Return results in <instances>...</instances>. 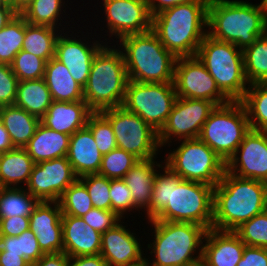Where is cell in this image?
I'll return each mask as SVG.
<instances>
[{"instance_id":"obj_1","label":"cell","mask_w":267,"mask_h":266,"mask_svg":"<svg viewBox=\"0 0 267 266\" xmlns=\"http://www.w3.org/2000/svg\"><path fill=\"white\" fill-rule=\"evenodd\" d=\"M267 209V183L227 171L214 186L212 229L235 231Z\"/></svg>"},{"instance_id":"obj_2","label":"cell","mask_w":267,"mask_h":266,"mask_svg":"<svg viewBox=\"0 0 267 266\" xmlns=\"http://www.w3.org/2000/svg\"><path fill=\"white\" fill-rule=\"evenodd\" d=\"M209 0L173 6L152 17L151 30L164 47L178 57L196 56L207 35Z\"/></svg>"},{"instance_id":"obj_3","label":"cell","mask_w":267,"mask_h":266,"mask_svg":"<svg viewBox=\"0 0 267 266\" xmlns=\"http://www.w3.org/2000/svg\"><path fill=\"white\" fill-rule=\"evenodd\" d=\"M207 35L244 50L267 32V18L259 4L242 0H209Z\"/></svg>"},{"instance_id":"obj_4","label":"cell","mask_w":267,"mask_h":266,"mask_svg":"<svg viewBox=\"0 0 267 266\" xmlns=\"http://www.w3.org/2000/svg\"><path fill=\"white\" fill-rule=\"evenodd\" d=\"M120 42L128 80L140 83H173L177 57L168 51L152 30L130 34Z\"/></svg>"},{"instance_id":"obj_5","label":"cell","mask_w":267,"mask_h":266,"mask_svg":"<svg viewBox=\"0 0 267 266\" xmlns=\"http://www.w3.org/2000/svg\"><path fill=\"white\" fill-rule=\"evenodd\" d=\"M148 221L154 228V240L147 245L153 256L152 262L147 259L149 266H190L202 261L205 227L189 222Z\"/></svg>"},{"instance_id":"obj_6","label":"cell","mask_w":267,"mask_h":266,"mask_svg":"<svg viewBox=\"0 0 267 266\" xmlns=\"http://www.w3.org/2000/svg\"><path fill=\"white\" fill-rule=\"evenodd\" d=\"M127 82L122 51L105 43L93 58L87 83L83 87L84 101L92 112L122 106Z\"/></svg>"},{"instance_id":"obj_7","label":"cell","mask_w":267,"mask_h":266,"mask_svg":"<svg viewBox=\"0 0 267 266\" xmlns=\"http://www.w3.org/2000/svg\"><path fill=\"white\" fill-rule=\"evenodd\" d=\"M196 56L214 78L219 90L230 101H241L244 98L249 82L244 71L243 50L233 43L206 35Z\"/></svg>"},{"instance_id":"obj_8","label":"cell","mask_w":267,"mask_h":266,"mask_svg":"<svg viewBox=\"0 0 267 266\" xmlns=\"http://www.w3.org/2000/svg\"><path fill=\"white\" fill-rule=\"evenodd\" d=\"M214 186L183 180L171 171L170 202L151 220L189 222L212 228Z\"/></svg>"},{"instance_id":"obj_9","label":"cell","mask_w":267,"mask_h":266,"mask_svg":"<svg viewBox=\"0 0 267 266\" xmlns=\"http://www.w3.org/2000/svg\"><path fill=\"white\" fill-rule=\"evenodd\" d=\"M249 131L248 115L243 103L230 101L216 106L203 124L198 138L227 163Z\"/></svg>"},{"instance_id":"obj_10","label":"cell","mask_w":267,"mask_h":266,"mask_svg":"<svg viewBox=\"0 0 267 266\" xmlns=\"http://www.w3.org/2000/svg\"><path fill=\"white\" fill-rule=\"evenodd\" d=\"M178 141L181 145L169 152L162 163L183 180L216 186L226 171V163L199 138Z\"/></svg>"},{"instance_id":"obj_11","label":"cell","mask_w":267,"mask_h":266,"mask_svg":"<svg viewBox=\"0 0 267 266\" xmlns=\"http://www.w3.org/2000/svg\"><path fill=\"white\" fill-rule=\"evenodd\" d=\"M177 98L174 83H140L128 80L122 106L159 132Z\"/></svg>"},{"instance_id":"obj_12","label":"cell","mask_w":267,"mask_h":266,"mask_svg":"<svg viewBox=\"0 0 267 266\" xmlns=\"http://www.w3.org/2000/svg\"><path fill=\"white\" fill-rule=\"evenodd\" d=\"M101 113L109 120L116 137L117 148L133 154L139 160L156 158L160 146L158 132L123 106L106 109Z\"/></svg>"},{"instance_id":"obj_13","label":"cell","mask_w":267,"mask_h":266,"mask_svg":"<svg viewBox=\"0 0 267 266\" xmlns=\"http://www.w3.org/2000/svg\"><path fill=\"white\" fill-rule=\"evenodd\" d=\"M215 108L216 105L209 100L177 97L164 126L158 132L160 148L167 144L170 147L174 138H198L203 124Z\"/></svg>"},{"instance_id":"obj_14","label":"cell","mask_w":267,"mask_h":266,"mask_svg":"<svg viewBox=\"0 0 267 266\" xmlns=\"http://www.w3.org/2000/svg\"><path fill=\"white\" fill-rule=\"evenodd\" d=\"M173 83L177 97L205 99L216 106L230 102L197 56L177 58Z\"/></svg>"},{"instance_id":"obj_15","label":"cell","mask_w":267,"mask_h":266,"mask_svg":"<svg viewBox=\"0 0 267 266\" xmlns=\"http://www.w3.org/2000/svg\"><path fill=\"white\" fill-rule=\"evenodd\" d=\"M78 177L67 157L34 164L26 190L39 201H59Z\"/></svg>"},{"instance_id":"obj_16","label":"cell","mask_w":267,"mask_h":266,"mask_svg":"<svg viewBox=\"0 0 267 266\" xmlns=\"http://www.w3.org/2000/svg\"><path fill=\"white\" fill-rule=\"evenodd\" d=\"M111 37L144 33L151 30L152 17L147 0H102Z\"/></svg>"},{"instance_id":"obj_17","label":"cell","mask_w":267,"mask_h":266,"mask_svg":"<svg viewBox=\"0 0 267 266\" xmlns=\"http://www.w3.org/2000/svg\"><path fill=\"white\" fill-rule=\"evenodd\" d=\"M226 171L267 183V131L250 129L226 163Z\"/></svg>"},{"instance_id":"obj_18","label":"cell","mask_w":267,"mask_h":266,"mask_svg":"<svg viewBox=\"0 0 267 266\" xmlns=\"http://www.w3.org/2000/svg\"><path fill=\"white\" fill-rule=\"evenodd\" d=\"M65 33L63 32V36L61 32L56 41L54 58L64 64L73 79L84 87L90 74L93 58L104 45L97 40H93V44L89 45L86 41L88 38L85 40L82 38L85 41L83 42L81 38L76 39V33L75 37Z\"/></svg>"},{"instance_id":"obj_19","label":"cell","mask_w":267,"mask_h":266,"mask_svg":"<svg viewBox=\"0 0 267 266\" xmlns=\"http://www.w3.org/2000/svg\"><path fill=\"white\" fill-rule=\"evenodd\" d=\"M44 254L63 252L62 211L58 201H39L29 217Z\"/></svg>"},{"instance_id":"obj_20","label":"cell","mask_w":267,"mask_h":266,"mask_svg":"<svg viewBox=\"0 0 267 266\" xmlns=\"http://www.w3.org/2000/svg\"><path fill=\"white\" fill-rule=\"evenodd\" d=\"M122 224L120 221L102 233L100 255L108 266H127L145 258L136 233H132Z\"/></svg>"},{"instance_id":"obj_21","label":"cell","mask_w":267,"mask_h":266,"mask_svg":"<svg viewBox=\"0 0 267 266\" xmlns=\"http://www.w3.org/2000/svg\"><path fill=\"white\" fill-rule=\"evenodd\" d=\"M245 244L234 231L208 229L203 240L202 262L206 266H237Z\"/></svg>"},{"instance_id":"obj_22","label":"cell","mask_w":267,"mask_h":266,"mask_svg":"<svg viewBox=\"0 0 267 266\" xmlns=\"http://www.w3.org/2000/svg\"><path fill=\"white\" fill-rule=\"evenodd\" d=\"M63 252L69 257L98 255L102 234L81 217L62 216Z\"/></svg>"},{"instance_id":"obj_23","label":"cell","mask_w":267,"mask_h":266,"mask_svg":"<svg viewBox=\"0 0 267 266\" xmlns=\"http://www.w3.org/2000/svg\"><path fill=\"white\" fill-rule=\"evenodd\" d=\"M103 155L98 150L90 129L85 126L70 136L67 159L79 178L98 173Z\"/></svg>"},{"instance_id":"obj_24","label":"cell","mask_w":267,"mask_h":266,"mask_svg":"<svg viewBox=\"0 0 267 266\" xmlns=\"http://www.w3.org/2000/svg\"><path fill=\"white\" fill-rule=\"evenodd\" d=\"M92 111L85 101H52L40 122L57 132L72 135L87 124Z\"/></svg>"},{"instance_id":"obj_25","label":"cell","mask_w":267,"mask_h":266,"mask_svg":"<svg viewBox=\"0 0 267 266\" xmlns=\"http://www.w3.org/2000/svg\"><path fill=\"white\" fill-rule=\"evenodd\" d=\"M154 159L139 160L123 177L132 194L133 210H146L145 217L148 220H150V200L157 168L163 167L162 163H157Z\"/></svg>"},{"instance_id":"obj_26","label":"cell","mask_w":267,"mask_h":266,"mask_svg":"<svg viewBox=\"0 0 267 266\" xmlns=\"http://www.w3.org/2000/svg\"><path fill=\"white\" fill-rule=\"evenodd\" d=\"M70 135L54 131L41 122L24 149L34 163L67 157Z\"/></svg>"},{"instance_id":"obj_27","label":"cell","mask_w":267,"mask_h":266,"mask_svg":"<svg viewBox=\"0 0 267 266\" xmlns=\"http://www.w3.org/2000/svg\"><path fill=\"white\" fill-rule=\"evenodd\" d=\"M44 80L53 101H84L83 87L69 73V69L55 58L46 63Z\"/></svg>"},{"instance_id":"obj_28","label":"cell","mask_w":267,"mask_h":266,"mask_svg":"<svg viewBox=\"0 0 267 266\" xmlns=\"http://www.w3.org/2000/svg\"><path fill=\"white\" fill-rule=\"evenodd\" d=\"M33 159L24 148H14L1 153L0 187L19 188L28 184L34 166ZM20 185V186H19Z\"/></svg>"},{"instance_id":"obj_29","label":"cell","mask_w":267,"mask_h":266,"mask_svg":"<svg viewBox=\"0 0 267 266\" xmlns=\"http://www.w3.org/2000/svg\"><path fill=\"white\" fill-rule=\"evenodd\" d=\"M0 120L14 148H24L40 123L38 117L15 105L0 107Z\"/></svg>"},{"instance_id":"obj_30","label":"cell","mask_w":267,"mask_h":266,"mask_svg":"<svg viewBox=\"0 0 267 266\" xmlns=\"http://www.w3.org/2000/svg\"><path fill=\"white\" fill-rule=\"evenodd\" d=\"M52 101L44 78L18 81L15 106L41 119Z\"/></svg>"},{"instance_id":"obj_31","label":"cell","mask_w":267,"mask_h":266,"mask_svg":"<svg viewBox=\"0 0 267 266\" xmlns=\"http://www.w3.org/2000/svg\"><path fill=\"white\" fill-rule=\"evenodd\" d=\"M63 31L64 29L59 30L45 25H33L25 20V37L22 50L48 62L51 58H54L56 41Z\"/></svg>"},{"instance_id":"obj_32","label":"cell","mask_w":267,"mask_h":266,"mask_svg":"<svg viewBox=\"0 0 267 266\" xmlns=\"http://www.w3.org/2000/svg\"><path fill=\"white\" fill-rule=\"evenodd\" d=\"M243 103L251 130L267 131V81L250 84Z\"/></svg>"},{"instance_id":"obj_33","label":"cell","mask_w":267,"mask_h":266,"mask_svg":"<svg viewBox=\"0 0 267 266\" xmlns=\"http://www.w3.org/2000/svg\"><path fill=\"white\" fill-rule=\"evenodd\" d=\"M39 200L24 187H0V218L22 216L30 217Z\"/></svg>"},{"instance_id":"obj_34","label":"cell","mask_w":267,"mask_h":266,"mask_svg":"<svg viewBox=\"0 0 267 266\" xmlns=\"http://www.w3.org/2000/svg\"><path fill=\"white\" fill-rule=\"evenodd\" d=\"M243 57L249 85L267 81V32L243 50Z\"/></svg>"},{"instance_id":"obj_35","label":"cell","mask_w":267,"mask_h":266,"mask_svg":"<svg viewBox=\"0 0 267 266\" xmlns=\"http://www.w3.org/2000/svg\"><path fill=\"white\" fill-rule=\"evenodd\" d=\"M25 37V19L17 14L0 30V63L11 65L16 54L22 50Z\"/></svg>"},{"instance_id":"obj_36","label":"cell","mask_w":267,"mask_h":266,"mask_svg":"<svg viewBox=\"0 0 267 266\" xmlns=\"http://www.w3.org/2000/svg\"><path fill=\"white\" fill-rule=\"evenodd\" d=\"M64 4L65 1L63 3V0H33L20 15L27 23L45 25L58 29L59 26H62L58 22L62 17L60 14H63V9L61 8Z\"/></svg>"},{"instance_id":"obj_37","label":"cell","mask_w":267,"mask_h":266,"mask_svg":"<svg viewBox=\"0 0 267 266\" xmlns=\"http://www.w3.org/2000/svg\"><path fill=\"white\" fill-rule=\"evenodd\" d=\"M0 250L7 251V254H23L31 265L44 255L36 235L30 229L17 237L0 236Z\"/></svg>"},{"instance_id":"obj_38","label":"cell","mask_w":267,"mask_h":266,"mask_svg":"<svg viewBox=\"0 0 267 266\" xmlns=\"http://www.w3.org/2000/svg\"><path fill=\"white\" fill-rule=\"evenodd\" d=\"M58 202L62 216L82 217L93 208L86 187L78 179L65 190Z\"/></svg>"},{"instance_id":"obj_39","label":"cell","mask_w":267,"mask_h":266,"mask_svg":"<svg viewBox=\"0 0 267 266\" xmlns=\"http://www.w3.org/2000/svg\"><path fill=\"white\" fill-rule=\"evenodd\" d=\"M139 161L133 154L116 148L103 155L98 174L108 179H123L124 175Z\"/></svg>"},{"instance_id":"obj_40","label":"cell","mask_w":267,"mask_h":266,"mask_svg":"<svg viewBox=\"0 0 267 266\" xmlns=\"http://www.w3.org/2000/svg\"><path fill=\"white\" fill-rule=\"evenodd\" d=\"M86 126L90 129L102 155L117 148L116 137L109 120L101 112H92Z\"/></svg>"},{"instance_id":"obj_41","label":"cell","mask_w":267,"mask_h":266,"mask_svg":"<svg viewBox=\"0 0 267 266\" xmlns=\"http://www.w3.org/2000/svg\"><path fill=\"white\" fill-rule=\"evenodd\" d=\"M247 246L267 248V209L234 231Z\"/></svg>"},{"instance_id":"obj_42","label":"cell","mask_w":267,"mask_h":266,"mask_svg":"<svg viewBox=\"0 0 267 266\" xmlns=\"http://www.w3.org/2000/svg\"><path fill=\"white\" fill-rule=\"evenodd\" d=\"M46 61L26 51H19L11 64L18 81L44 78Z\"/></svg>"},{"instance_id":"obj_43","label":"cell","mask_w":267,"mask_h":266,"mask_svg":"<svg viewBox=\"0 0 267 266\" xmlns=\"http://www.w3.org/2000/svg\"><path fill=\"white\" fill-rule=\"evenodd\" d=\"M86 187L94 208L111 210L110 179L95 173L78 178Z\"/></svg>"},{"instance_id":"obj_44","label":"cell","mask_w":267,"mask_h":266,"mask_svg":"<svg viewBox=\"0 0 267 266\" xmlns=\"http://www.w3.org/2000/svg\"><path fill=\"white\" fill-rule=\"evenodd\" d=\"M163 172L156 173L150 200V220L170 202L171 170L163 164Z\"/></svg>"},{"instance_id":"obj_45","label":"cell","mask_w":267,"mask_h":266,"mask_svg":"<svg viewBox=\"0 0 267 266\" xmlns=\"http://www.w3.org/2000/svg\"><path fill=\"white\" fill-rule=\"evenodd\" d=\"M111 210L121 219L124 214L133 211V198L131 191L123 179H110Z\"/></svg>"},{"instance_id":"obj_46","label":"cell","mask_w":267,"mask_h":266,"mask_svg":"<svg viewBox=\"0 0 267 266\" xmlns=\"http://www.w3.org/2000/svg\"><path fill=\"white\" fill-rule=\"evenodd\" d=\"M81 218L86 224L101 234L105 233L108 229L113 228L122 220L112 210H104L94 207Z\"/></svg>"},{"instance_id":"obj_47","label":"cell","mask_w":267,"mask_h":266,"mask_svg":"<svg viewBox=\"0 0 267 266\" xmlns=\"http://www.w3.org/2000/svg\"><path fill=\"white\" fill-rule=\"evenodd\" d=\"M18 78L11 65L0 63V107L14 105Z\"/></svg>"},{"instance_id":"obj_48","label":"cell","mask_w":267,"mask_h":266,"mask_svg":"<svg viewBox=\"0 0 267 266\" xmlns=\"http://www.w3.org/2000/svg\"><path fill=\"white\" fill-rule=\"evenodd\" d=\"M29 217L0 218V236L17 237L29 229Z\"/></svg>"},{"instance_id":"obj_49","label":"cell","mask_w":267,"mask_h":266,"mask_svg":"<svg viewBox=\"0 0 267 266\" xmlns=\"http://www.w3.org/2000/svg\"><path fill=\"white\" fill-rule=\"evenodd\" d=\"M237 266H267V248L245 245Z\"/></svg>"},{"instance_id":"obj_50","label":"cell","mask_w":267,"mask_h":266,"mask_svg":"<svg viewBox=\"0 0 267 266\" xmlns=\"http://www.w3.org/2000/svg\"><path fill=\"white\" fill-rule=\"evenodd\" d=\"M69 256L64 252L44 254L31 266H68Z\"/></svg>"},{"instance_id":"obj_51","label":"cell","mask_w":267,"mask_h":266,"mask_svg":"<svg viewBox=\"0 0 267 266\" xmlns=\"http://www.w3.org/2000/svg\"><path fill=\"white\" fill-rule=\"evenodd\" d=\"M68 266H108L105 259L100 255H86L69 257Z\"/></svg>"},{"instance_id":"obj_52","label":"cell","mask_w":267,"mask_h":266,"mask_svg":"<svg viewBox=\"0 0 267 266\" xmlns=\"http://www.w3.org/2000/svg\"><path fill=\"white\" fill-rule=\"evenodd\" d=\"M192 1L194 0H147V4L149 13L151 17H153L166 9L172 8L173 6Z\"/></svg>"},{"instance_id":"obj_53","label":"cell","mask_w":267,"mask_h":266,"mask_svg":"<svg viewBox=\"0 0 267 266\" xmlns=\"http://www.w3.org/2000/svg\"><path fill=\"white\" fill-rule=\"evenodd\" d=\"M0 266H31V264L23 254H7V251L0 250Z\"/></svg>"},{"instance_id":"obj_54","label":"cell","mask_w":267,"mask_h":266,"mask_svg":"<svg viewBox=\"0 0 267 266\" xmlns=\"http://www.w3.org/2000/svg\"><path fill=\"white\" fill-rule=\"evenodd\" d=\"M14 149V146L10 140L9 134L0 120V152Z\"/></svg>"},{"instance_id":"obj_55","label":"cell","mask_w":267,"mask_h":266,"mask_svg":"<svg viewBox=\"0 0 267 266\" xmlns=\"http://www.w3.org/2000/svg\"><path fill=\"white\" fill-rule=\"evenodd\" d=\"M17 14L12 7H0V30L11 22Z\"/></svg>"},{"instance_id":"obj_56","label":"cell","mask_w":267,"mask_h":266,"mask_svg":"<svg viewBox=\"0 0 267 266\" xmlns=\"http://www.w3.org/2000/svg\"><path fill=\"white\" fill-rule=\"evenodd\" d=\"M33 0H10L12 8L20 14L23 12Z\"/></svg>"},{"instance_id":"obj_57","label":"cell","mask_w":267,"mask_h":266,"mask_svg":"<svg viewBox=\"0 0 267 266\" xmlns=\"http://www.w3.org/2000/svg\"><path fill=\"white\" fill-rule=\"evenodd\" d=\"M127 266H149V264H148L147 258L145 256V258L142 259L140 262H137V263H134V264H130V265H127Z\"/></svg>"},{"instance_id":"obj_58","label":"cell","mask_w":267,"mask_h":266,"mask_svg":"<svg viewBox=\"0 0 267 266\" xmlns=\"http://www.w3.org/2000/svg\"><path fill=\"white\" fill-rule=\"evenodd\" d=\"M259 6L267 18V0H261Z\"/></svg>"},{"instance_id":"obj_59","label":"cell","mask_w":267,"mask_h":266,"mask_svg":"<svg viewBox=\"0 0 267 266\" xmlns=\"http://www.w3.org/2000/svg\"><path fill=\"white\" fill-rule=\"evenodd\" d=\"M0 7H12L10 0H0Z\"/></svg>"},{"instance_id":"obj_60","label":"cell","mask_w":267,"mask_h":266,"mask_svg":"<svg viewBox=\"0 0 267 266\" xmlns=\"http://www.w3.org/2000/svg\"><path fill=\"white\" fill-rule=\"evenodd\" d=\"M190 266H206L202 261L196 263V264H193V265H190Z\"/></svg>"}]
</instances>
